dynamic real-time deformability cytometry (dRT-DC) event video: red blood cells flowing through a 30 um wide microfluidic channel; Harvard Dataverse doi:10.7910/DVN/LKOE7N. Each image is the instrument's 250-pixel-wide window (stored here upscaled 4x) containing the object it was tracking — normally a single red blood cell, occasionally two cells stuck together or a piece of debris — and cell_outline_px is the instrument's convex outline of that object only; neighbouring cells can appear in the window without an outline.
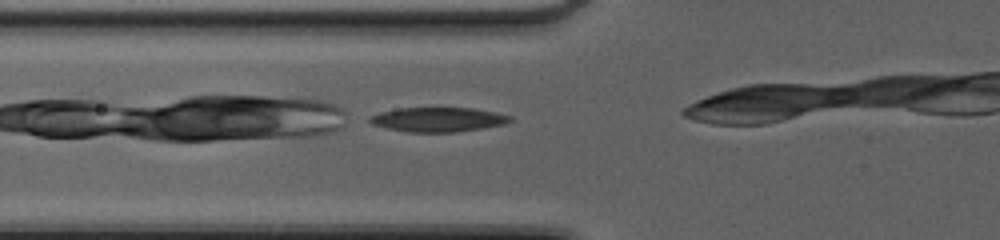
{"species": "common noctule bat (a hibernating species)", "species_latin": "Nyctalus noctula", "temperature_condition": "cold", "stored_images_in_passage": 7, "camera_frame_rate_fps": 3000, "um_per_image_px": 0.085, "animal": {"sex": "female", "body_mass_g": 20.0, "forearm_length_mm": 54.0}, "frame": {"image": 1, "passage_image": 7, "time_ms": 2.0, "image_size_px": [1000, 240], "cell_outline_px": [[512, 120], [504, 124], [480, 128], [452, 132], [408, 132], [388, 128], [372, 124], [368, 120], [368, 116], [380, 112], [400, 108], [472, 108], [496, 112], [512, 116]], "centroid_in_image_um": [37.21, 10.15], "position_along_channel_um": 88.6, "area_um2": 19.83}}